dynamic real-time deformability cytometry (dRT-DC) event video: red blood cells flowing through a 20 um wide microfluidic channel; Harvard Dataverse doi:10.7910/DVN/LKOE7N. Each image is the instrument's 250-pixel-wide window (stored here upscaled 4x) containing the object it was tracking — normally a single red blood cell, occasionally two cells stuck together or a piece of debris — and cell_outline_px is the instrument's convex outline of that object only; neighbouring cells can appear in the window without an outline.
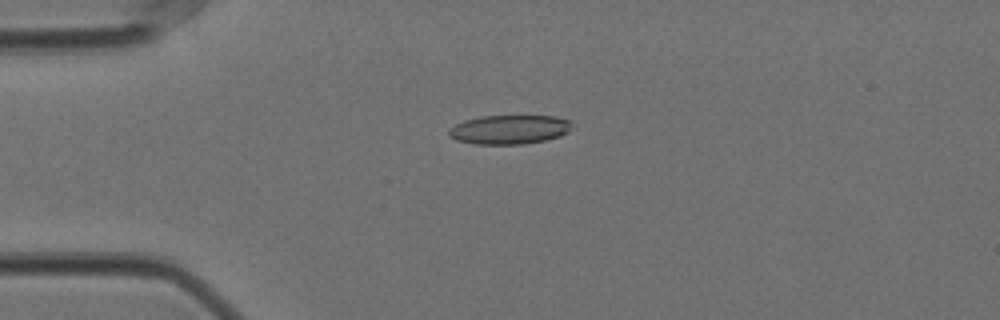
{"species": "Egyptian fruit bat (a non-hibernating species)", "species_latin": "Rousettus aegyptiacus", "temperature_condition": "cold", "stored_images_in_passage": 40, "camera_frame_rate_fps": 3000, "um_per_image_px": 0.085, "animal": {"sex": "female"}, "frame": {"image": 1, "passage_image": 2, "time_ms": 0.333, "image_size_px": [1000, 320], "cell_outline_px": [[576, 124], [568, 132], [560, 136], [544, 140], [524, 144], [476, 144], [456, 140], [448, 136], [448, 128], [464, 120], [484, 116], [556, 116], [572, 120]], "centroid_in_image_um": [43.34, 11.0], "position_along_channel_um": 41.7, "area_um2": 21.15}}
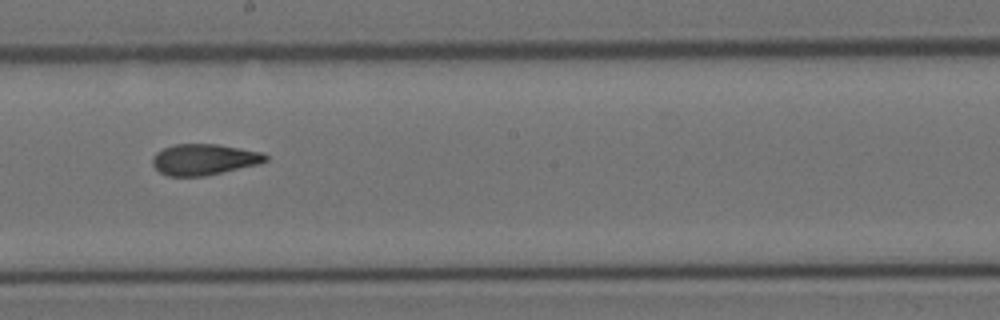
{"frame": {"image": 2, "passage_image": 20, "time_ms": 6.333, "image_size_px": [1000, 320], "cell_outline_px": [[268, 160], [260, 164], [204, 176], [168, 176], [160, 172], [152, 164], [152, 156], [156, 152], [164, 148], [176, 144], [216, 144], [264, 152], [268, 156]], "centroid_in_image_um": [17.36, 13.55], "position_along_channel_um": 230.8, "area_um2": 20.52}}
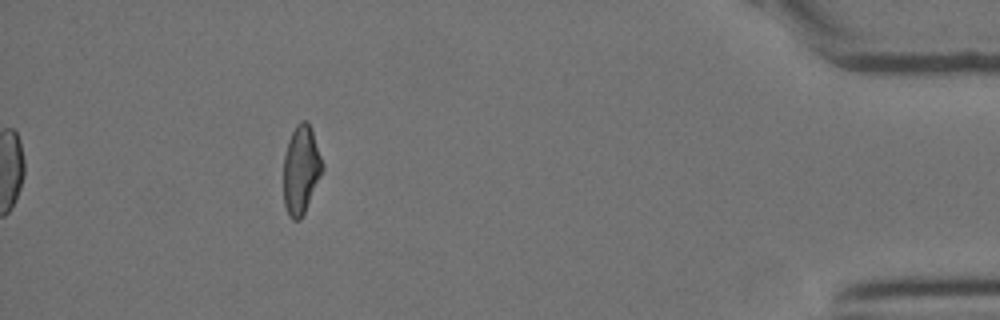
{"frame": {"image": 3, "passage_image": 40, "time_ms": 13.0, "image_size_px": [1000, 320], "cell_outline_px": [[324, 172], [300, 220], [292, 220], [288, 216], [284, 204], [284, 156], [288, 140], [296, 124], [300, 120], [308, 120], [324, 164]], "centroid_in_image_um": [25.6, 14.43], "position_along_channel_um": 409.6, "area_um2": 20.29}, "authors_computed_cell_mechanics": {"area_um2": 20.6924, "velocity_mm_per_s": 3.5358, "shape_relaxation_time_tau1_ms": 10.2062, "shape_relaxation_time_tau2_ms": 2.7281, "deformation_change_tau1": 0.2306, "deformation_change_tau2": 0.1056}}